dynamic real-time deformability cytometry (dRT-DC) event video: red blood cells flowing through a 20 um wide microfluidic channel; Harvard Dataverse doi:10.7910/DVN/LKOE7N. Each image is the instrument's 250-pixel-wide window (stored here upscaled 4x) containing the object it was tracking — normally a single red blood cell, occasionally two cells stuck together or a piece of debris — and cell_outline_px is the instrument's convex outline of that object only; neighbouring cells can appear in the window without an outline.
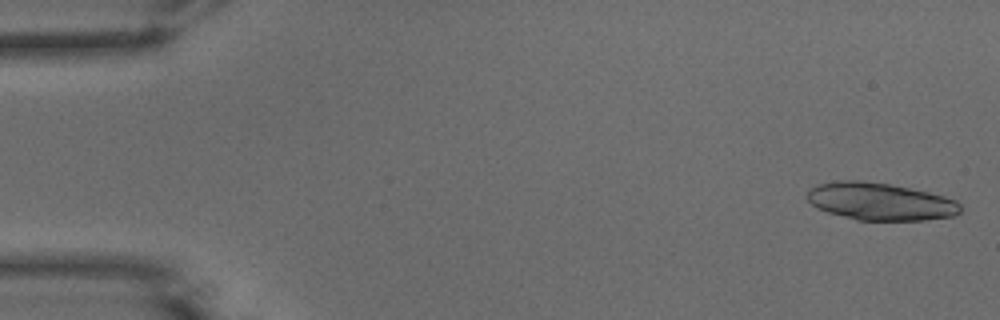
{"species": "common noctule bat (a hibernating species)", "species_latin": "Nyctalus noctula", "temperature_condition": "warm", "stored_images_in_passage": 19, "camera_frame_rate_fps": 3000, "um_per_image_px": 0.085, "animal": {"sex": "male", "body_mass_g": 15.6}, "frame": {"image": 1, "passage_image": 2, "time_ms": 0.333, "image_size_px": [1000, 320], "cell_outline_px": [[960, 212], [952, 216], [924, 220], [856, 220], [828, 212], [816, 208], [808, 200], [808, 192], [816, 184], [836, 180], [856, 180], [888, 184], [928, 192], [944, 196], [956, 200], [960, 204]], "centroid_in_image_um": [74.8, 17.13], "position_along_channel_um": 10.2, "area_um2": 33.23}}
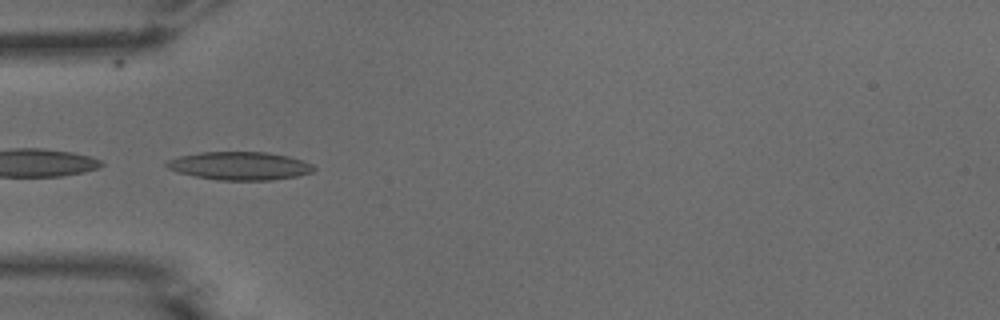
{"frame": {"image": 2, "passage_image": 17, "time_ms": 5.333, "image_size_px": [1000, 320], "cell_outline_px": [[316, 168], [312, 172], [296, 176], [272, 180], [216, 180], [176, 172], [168, 168], [164, 164], [168, 160], [180, 156], [200, 152], [268, 152], [288, 156], [304, 160], [312, 164]], "centroid_in_image_um": [20.38, 14.09], "position_along_channel_um": 64.6, "area_um2": 24.22}}